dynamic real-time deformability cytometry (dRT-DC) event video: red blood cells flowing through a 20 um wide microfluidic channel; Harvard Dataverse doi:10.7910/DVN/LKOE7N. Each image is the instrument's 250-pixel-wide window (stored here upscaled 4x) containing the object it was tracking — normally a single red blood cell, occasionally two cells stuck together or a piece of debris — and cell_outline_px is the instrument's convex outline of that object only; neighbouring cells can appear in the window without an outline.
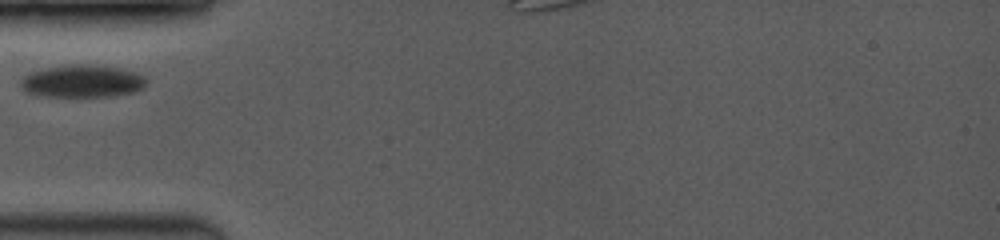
{"species": "common noctule bat (a hibernating species)", "species_latin": "Nyctalus noctula", "temperature_condition": "room temperature", "stored_images_in_passage": 4, "camera_frame_rate_fps": 3500, "um_per_image_px": 0.085, "animal": {"sex": "female", "body_mass_g": 19.0, "forearm_length_mm": 53.3}, "frame": {"image": 1, "passage_image": 1, "time_ms": 0.0, "image_size_px": [1000, 240], "cell_outline_px": [[148, 80], [144, 88], [136, 92], [108, 96], [44, 96], [28, 92], [20, 88], [20, 80], [28, 72], [48, 68], [80, 64], [120, 68], [136, 72], [144, 76]], "centroid_in_image_um": [7.02, 6.91], "position_along_channel_um": 78.0, "area_um2": 23.64}}